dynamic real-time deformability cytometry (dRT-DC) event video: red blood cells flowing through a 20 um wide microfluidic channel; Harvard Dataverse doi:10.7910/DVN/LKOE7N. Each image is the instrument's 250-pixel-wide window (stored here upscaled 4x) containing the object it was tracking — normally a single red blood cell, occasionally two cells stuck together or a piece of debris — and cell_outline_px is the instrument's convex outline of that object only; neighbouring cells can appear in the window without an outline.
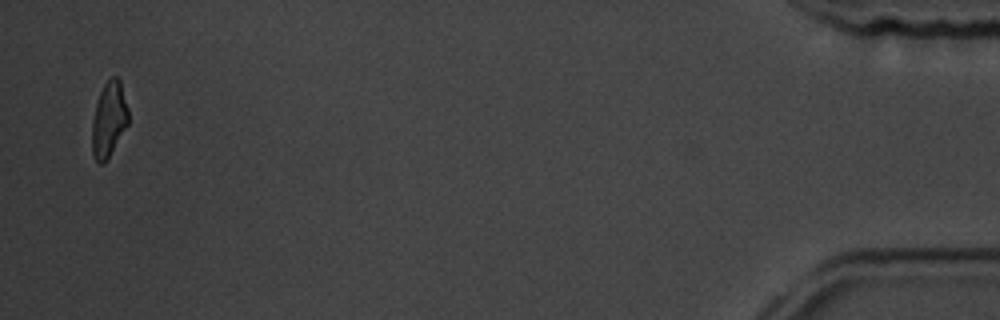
{"species": "common noctule bat (a hibernating species)", "species_latin": "Nyctalus noctula", "temperature_condition": "room temperature", "stored_images_in_passage": 16, "camera_frame_rate_fps": 3000, "um_per_image_px": 0.085, "animal": {"sex": "male", "body_mass_g": 19.5, "forearm_length_mm": 54.6}, "frame": {"image": 1, "passage_image": 16, "time_ms": 19.333, "image_size_px": [1000, 320], "cell_outline_px": [[128, 124], [104, 164], [100, 164], [92, 156], [92, 120], [96, 104], [100, 92], [108, 76], [116, 76], [120, 80], [128, 108]], "centroid_in_image_um": [9.25, 10.13], "position_along_channel_um": 426.0, "area_um2": 15.95}}